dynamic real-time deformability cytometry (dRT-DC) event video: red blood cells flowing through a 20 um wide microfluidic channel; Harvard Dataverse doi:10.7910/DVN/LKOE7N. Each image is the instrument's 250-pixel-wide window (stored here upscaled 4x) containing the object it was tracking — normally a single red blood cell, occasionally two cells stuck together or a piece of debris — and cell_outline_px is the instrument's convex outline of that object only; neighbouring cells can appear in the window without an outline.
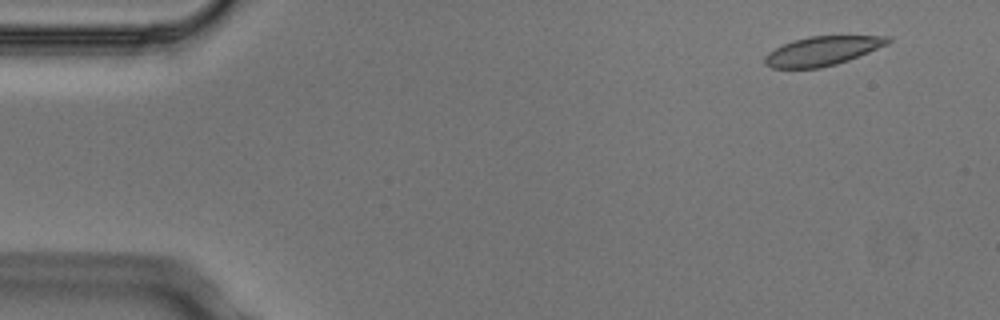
{"species": "Egyptian fruit bat (a non-hibernating species)", "species_latin": "Rousettus aegyptiacus", "temperature_condition": "cold", "stored_images_in_passage": 4, "camera_frame_rate_fps": 3000, "um_per_image_px": 0.085, "animal": {"sex": "male"}, "frame": {"image": 1, "passage_image": 1, "time_ms": 0.0, "image_size_px": [1000, 320], "cell_outline_px": [[892, 40], [888, 44], [848, 60], [836, 64], [820, 68], [772, 68], [764, 64], [764, 56], [768, 52], [792, 40], [808, 36], [888, 36]], "centroid_in_image_um": [69.87, 4.33], "position_along_channel_um": 15.1, "area_um2": 20.81}}
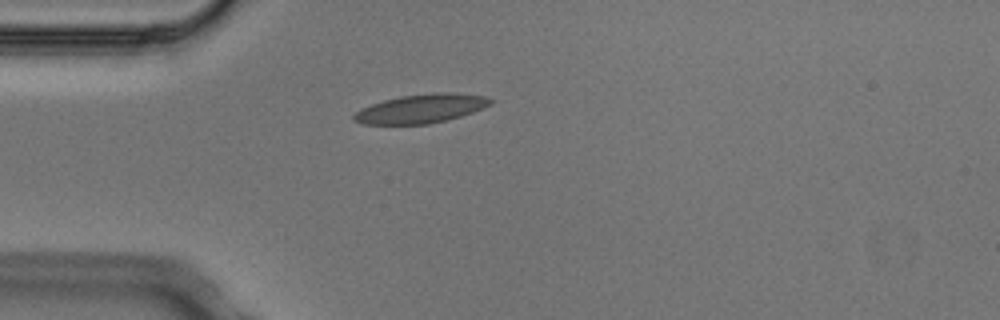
{"frame": {"image": 2, "passage_image": 3, "time_ms": 0.667, "image_size_px": [1000, 320], "cell_outline_px": [[496, 100], [492, 104], [484, 108], [460, 116], [428, 124], [364, 124], [352, 120], [352, 116], [360, 108], [384, 100], [400, 96], [436, 92], [456, 92], [484, 96]], "centroid_in_image_um": [35.81, 9.22], "position_along_channel_um": 49.2, "area_um2": 23.06}}